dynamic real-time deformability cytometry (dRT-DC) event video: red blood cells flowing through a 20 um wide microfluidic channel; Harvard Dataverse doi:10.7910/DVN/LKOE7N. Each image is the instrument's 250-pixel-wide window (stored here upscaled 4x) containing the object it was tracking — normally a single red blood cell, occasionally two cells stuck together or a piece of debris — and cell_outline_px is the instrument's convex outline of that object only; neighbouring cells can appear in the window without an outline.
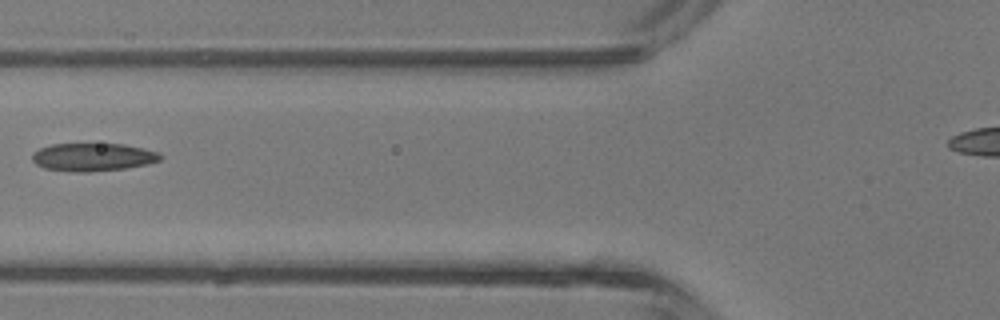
{"species": "common noctule bat (a hibernating species)", "species_latin": "Nyctalus noctula", "temperature_condition": "room temperature", "stored_images_in_passage": 3, "segment_of_instrument_passage": [1, 2], "camera_frame_rate_fps": 3000, "um_per_image_px": 0.085, "animal": {"sex": "male", "body_mass_g": 13.3}, "frame": {"image": 1, "passage_image": 2, "time_ms": 1.0, "image_size_px": [1000, 320], "cell_outline_px": [[164, 156], [160, 160], [148, 164], [124, 168], [88, 172], [68, 172], [44, 168], [36, 164], [32, 160], [32, 152], [40, 148], [52, 144], [124, 144], [160, 152]], "centroid_in_image_um": [7.89, 13.35], "position_along_channel_um": 117.9, "area_um2": 21.04}}